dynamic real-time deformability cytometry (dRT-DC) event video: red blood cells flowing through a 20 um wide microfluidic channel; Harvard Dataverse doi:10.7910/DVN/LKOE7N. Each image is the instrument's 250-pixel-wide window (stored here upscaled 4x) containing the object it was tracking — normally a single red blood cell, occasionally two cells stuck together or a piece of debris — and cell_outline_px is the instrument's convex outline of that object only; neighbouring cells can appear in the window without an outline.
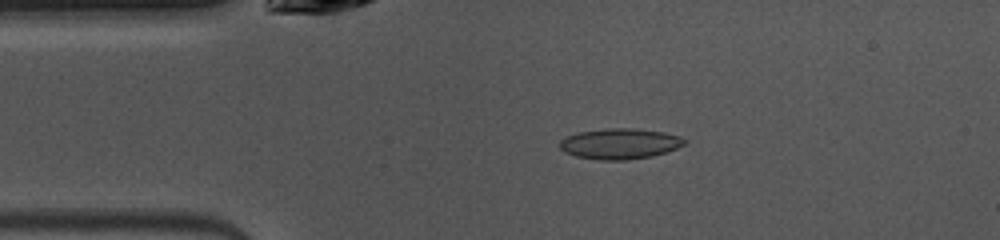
{"species": "common noctule bat (a hibernating species)", "species_latin": "Nyctalus noctula", "temperature_condition": "warm", "stored_images_in_passage": 47, "camera_frame_rate_fps": 3000, "um_per_image_px": 0.085, "animal": {"sex": "female", "body_mass_g": 10.0, "forearm_length_mm": 53.1}, "frame": {"image": 1, "passage_image": 8, "time_ms": 2.333, "image_size_px": [1000, 240], "cell_outline_px": [[688, 140], [684, 144], [676, 148], [652, 156], [628, 160], [596, 160], [576, 156], [564, 152], [560, 148], [560, 140], [576, 132], [604, 128], [632, 128], [664, 132], [680, 136]], "centroid_in_image_um": [52.67, 12.21], "position_along_channel_um": 32.3, "area_um2": 22.37}}
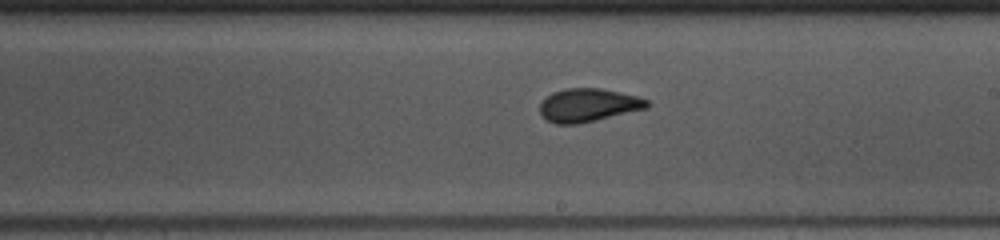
{"frame": {"image": 2, "passage_image": 25, "time_ms": 8.0, "image_size_px": [1000, 240], "cell_outline_px": [[652, 104], [648, 108], [580, 124], [556, 124], [548, 120], [540, 112], [540, 104], [552, 92], [564, 88], [600, 88], [640, 96], [648, 100]], "centroid_in_image_um": [50.06, 8.93], "position_along_channel_um": 238.9, "area_um2": 20.92}}
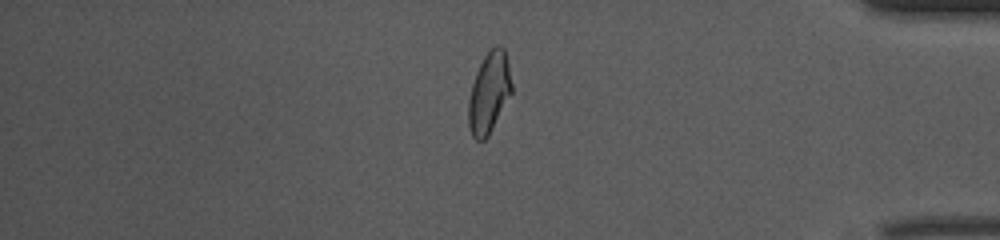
{"frame": {"image": 3, "passage_image": 39, "time_ms": 12.667, "image_size_px": [1000, 240], "cell_outline_px": [[512, 92], [488, 136], [484, 140], [476, 140], [472, 136], [468, 124], [468, 100], [472, 84], [476, 72], [484, 56], [496, 44], [500, 44], [504, 48], [508, 60], [512, 84]], "centroid_in_image_um": [41.57, 7.86], "position_along_channel_um": 393.6, "area_um2": 20.4}, "authors_computed_cell_mechanics": {"area_um2": 20.6924, "velocity_mm_per_s": 4.0362, "shape_relaxation_time_tau1_ms": 4.7887, "shape_relaxation_time_tau2_ms": 1.1841, "deformation_change_tau1": 0.1525, "deformation_change_tau2": 0.0536}}